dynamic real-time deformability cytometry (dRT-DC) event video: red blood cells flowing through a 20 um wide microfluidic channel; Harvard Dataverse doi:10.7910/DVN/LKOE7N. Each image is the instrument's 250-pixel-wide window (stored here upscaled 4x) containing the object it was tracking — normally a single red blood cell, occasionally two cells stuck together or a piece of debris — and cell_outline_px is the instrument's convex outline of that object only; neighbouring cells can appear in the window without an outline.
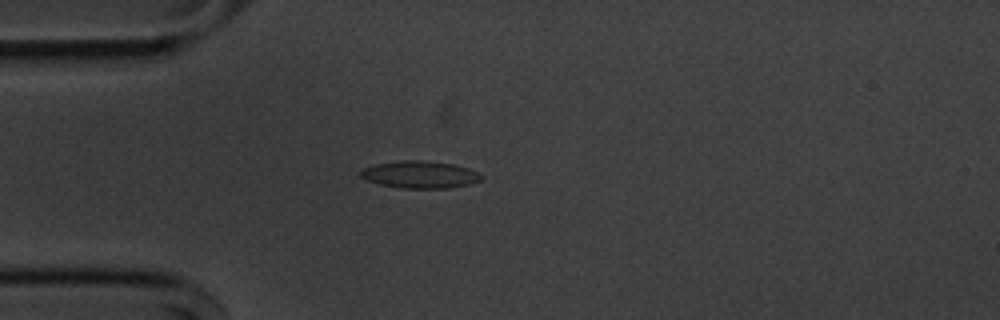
{"species": "common noctule bat (a hibernating species)", "species_latin": "Nyctalus noctula", "temperature_condition": "cold", "stored_images_in_passage": 47, "camera_frame_rate_fps": 3000, "um_per_image_px": 0.085, "animal": {"sex": "male", "body_mass_g": 20.1, "forearm_length_mm": 53.5}, "frame": {"image": 1, "passage_image": 7, "time_ms": 2.0, "image_size_px": [1000, 320], "cell_outline_px": [[484, 176], [480, 180], [468, 184], [448, 188], [400, 188], [380, 184], [368, 180], [360, 176], [360, 172], [364, 168], [376, 164], [404, 160], [424, 160], [452, 164], [468, 168]], "centroid_in_image_um": [35.7, 14.84], "position_along_channel_um": 49.3, "area_um2": 18.9}}
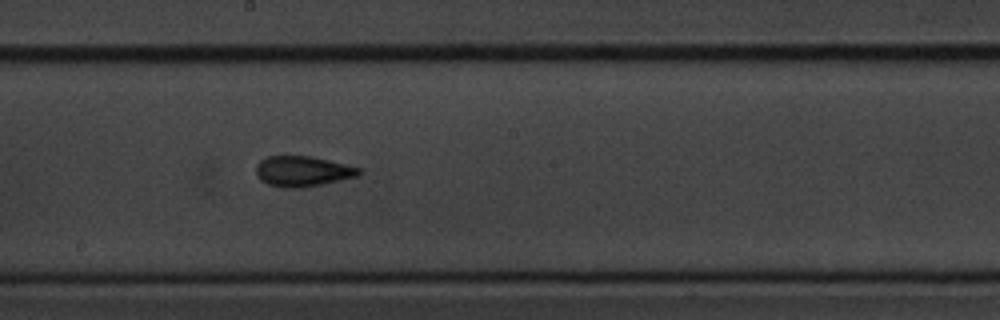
{"frame": {"image": 2, "passage_image": 22, "time_ms": 7.0, "image_size_px": [1000, 320], "cell_outline_px": [[360, 172], [356, 176], [340, 180], [300, 188], [288, 188], [268, 184], [260, 180], [256, 176], [256, 164], [260, 160], [268, 156], [312, 156], [360, 168]], "centroid_in_image_um": [25.66, 14.55], "position_along_channel_um": 222.5, "area_um2": 18.03}}
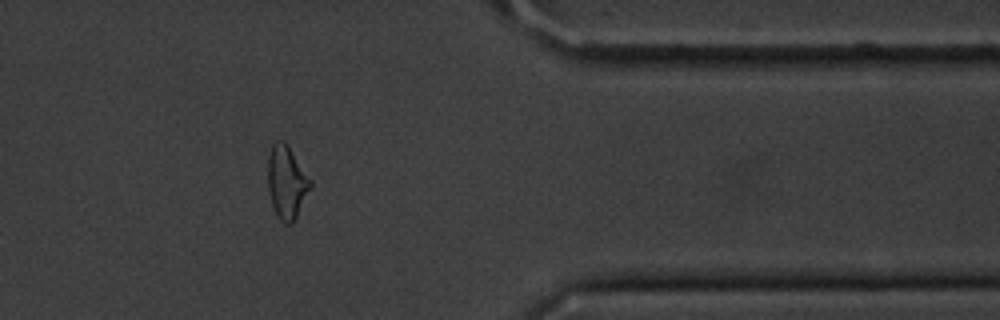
{"frame": {"image": 3, "passage_image": 37, "time_ms": 12.0, "image_size_px": [1000, 320], "cell_outline_px": [[312, 184], [292, 224], [288, 224], [280, 220], [276, 216], [272, 204], [268, 188], [268, 156], [272, 144], [276, 140], [284, 140], [288, 144], [312, 180]], "centroid_in_image_um": [24.36, 15.44], "position_along_channel_um": 387.0, "area_um2": 18.09}, "authors_computed_cell_mechanics": {"area_um2": 17.7446, "velocity_mm_per_s": 3.6561, "shape_relaxation_time_tau1_ms": 5.24, "shape_relaxation_time_tau2_ms": 3.0328, "deformation_change_tau1": 0.1456, "deformation_change_tau2": 0.099}}